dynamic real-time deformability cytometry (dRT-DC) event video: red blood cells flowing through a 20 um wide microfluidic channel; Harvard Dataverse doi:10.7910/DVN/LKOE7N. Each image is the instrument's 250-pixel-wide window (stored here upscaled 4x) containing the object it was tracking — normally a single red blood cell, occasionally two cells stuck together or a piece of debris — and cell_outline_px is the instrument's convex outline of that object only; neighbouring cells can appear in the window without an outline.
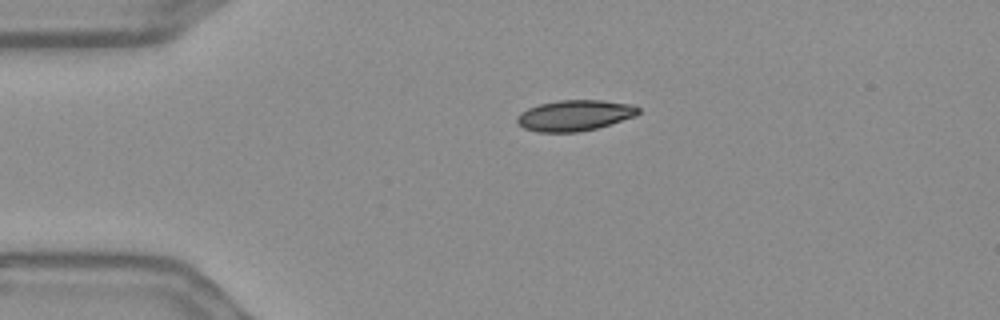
{"species": "Egyptian fruit bat (a non-hibernating species)", "species_latin": "Rousettus aegyptiacus", "temperature_condition": "warm", "stored_images_in_passage": 45, "camera_frame_rate_fps": 3000, "um_per_image_px": 0.085, "frame": {"image": 1, "passage_image": 1, "time_ms": 0.0, "image_size_px": [1000, 320], "cell_outline_px": [[640, 112], [636, 116], [596, 128], [576, 132], [536, 132], [524, 128], [516, 120], [516, 116], [520, 112], [528, 108], [540, 104], [556, 100], [600, 100], [632, 104], [640, 108]], "centroid_in_image_um": [48.84, 9.8], "position_along_channel_um": 36.2, "area_um2": 21.79}}
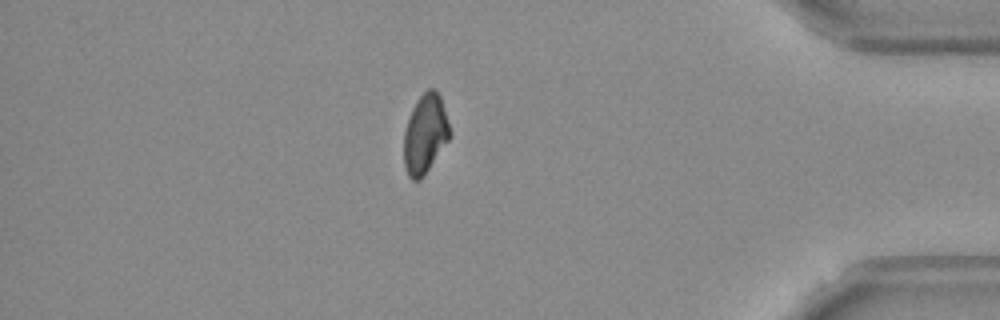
{"frame": {"image": 2, "passage_image": 37, "time_ms": 12.0, "image_size_px": [1000, 320], "cell_outline_px": [[452, 136], [424, 176], [420, 180], [412, 180], [408, 176], [404, 164], [404, 132], [412, 108], [416, 100], [428, 88], [436, 88], [440, 96], [452, 132]], "centroid_in_image_um": [36.16, 11.39], "position_along_channel_um": 399.0, "area_um2": 21.44}}
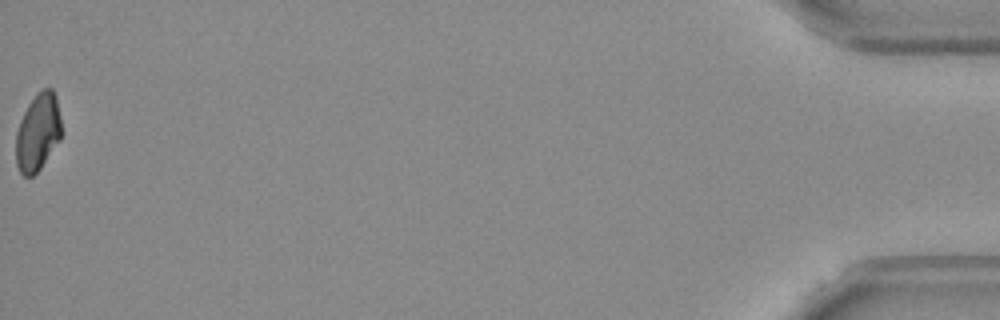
{"frame": {"image": 3, "passage_image": 45, "time_ms": 14.667, "image_size_px": [1000, 320], "cell_outline_px": [[60, 140], [40, 168], [32, 176], [24, 176], [20, 172], [16, 164], [16, 132], [20, 120], [28, 104], [36, 92], [44, 88], [52, 88], [56, 96], [60, 116]], "centroid_in_image_um": [3.21, 11.22], "position_along_channel_um": 432.0, "area_um2": 20.46}, "authors_computed_cell_mechanics": {"area_um2": 21.7906, "velocity_mm_per_s": 3.6385, "shape_relaxation_time_tau1_ms": null, "shape_relaxation_time_tau2_ms": 3.9844, "deformation_change_tau1": null, "deformation_change_tau2": 0.0933}}